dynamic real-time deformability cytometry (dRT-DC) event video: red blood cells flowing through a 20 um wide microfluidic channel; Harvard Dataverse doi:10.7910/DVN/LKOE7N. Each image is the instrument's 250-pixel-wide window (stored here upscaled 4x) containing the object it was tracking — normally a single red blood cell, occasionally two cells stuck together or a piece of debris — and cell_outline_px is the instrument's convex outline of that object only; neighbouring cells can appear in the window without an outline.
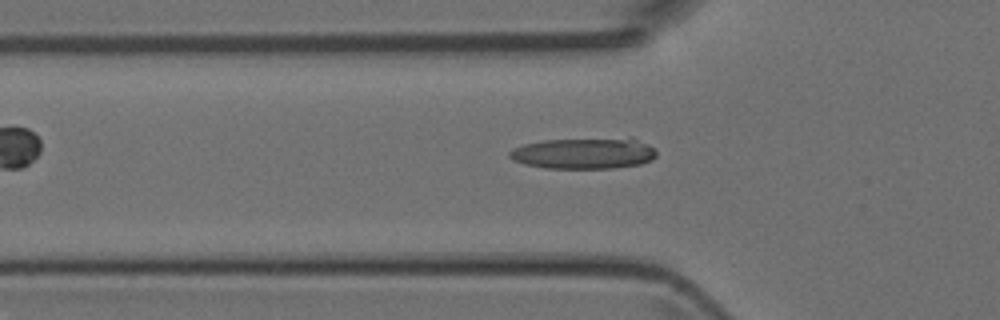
{"species": "Egyptian fruit bat (a non-hibernating species)", "species_latin": "Rousettus aegyptiacus", "temperature_condition": "room temperature", "stored_images_in_passage": 44, "camera_frame_rate_fps": 3000, "um_per_image_px": 0.085, "animal": {"sex": "female"}, "frame": {"image": 1, "passage_image": 15, "time_ms": 4.667, "image_size_px": [1000, 320], "cell_outline_px": [[656, 156], [652, 160], [640, 164], [612, 168], [544, 168], [524, 164], [512, 160], [508, 156], [508, 152], [512, 148], [524, 144], [544, 140], [628, 136], [632, 136], [656, 148]], "centroid_in_image_um": [49.67, 13.0], "position_along_channel_um": 76.1, "area_um2": 27.51}}
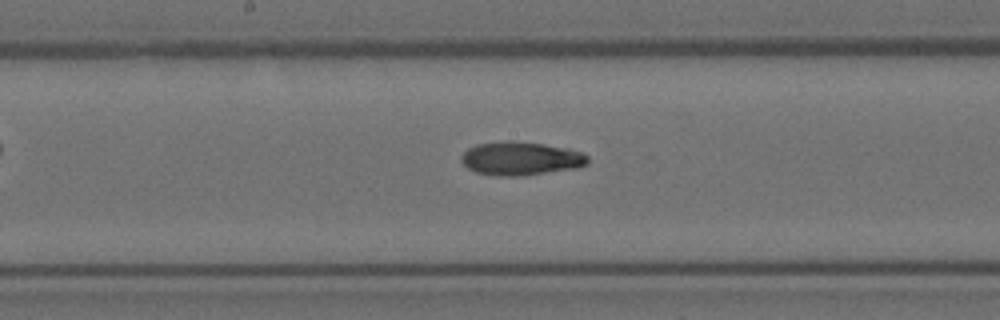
{"frame": {"image": 2, "passage_image": 24, "time_ms": 7.667, "image_size_px": [1000, 320], "cell_outline_px": [[588, 164], [576, 168], [524, 176], [496, 176], [476, 172], [468, 168], [460, 160], [460, 156], [468, 148], [476, 144], [504, 140], [512, 140], [544, 144], [568, 148], [584, 152], [588, 156]], "centroid_in_image_um": [44.27, 13.46], "position_along_channel_um": 203.9, "area_um2": 25.09}}
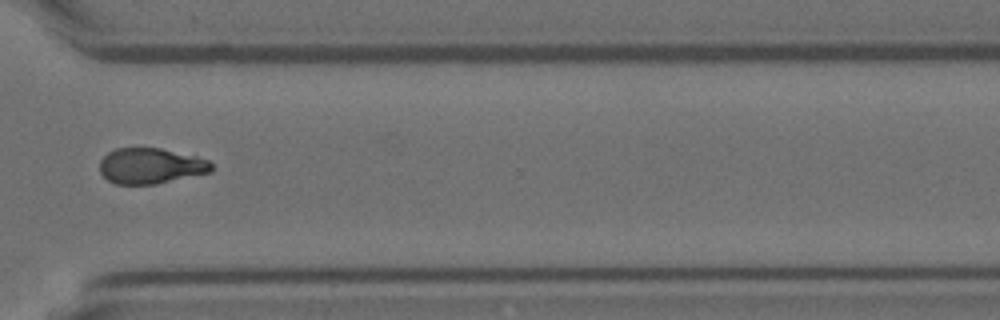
{"frame": {"image": 3, "passage_image": 35, "time_ms": 11.333, "image_size_px": [1000, 320], "cell_outline_px": [[212, 172], [156, 184], [116, 184], [108, 180], [100, 172], [100, 160], [108, 152], [116, 148], [160, 148], [208, 160], [212, 164]], "centroid_in_image_um": [12.79, 14.11], "position_along_channel_um": 357.8, "area_um2": 23.06}}